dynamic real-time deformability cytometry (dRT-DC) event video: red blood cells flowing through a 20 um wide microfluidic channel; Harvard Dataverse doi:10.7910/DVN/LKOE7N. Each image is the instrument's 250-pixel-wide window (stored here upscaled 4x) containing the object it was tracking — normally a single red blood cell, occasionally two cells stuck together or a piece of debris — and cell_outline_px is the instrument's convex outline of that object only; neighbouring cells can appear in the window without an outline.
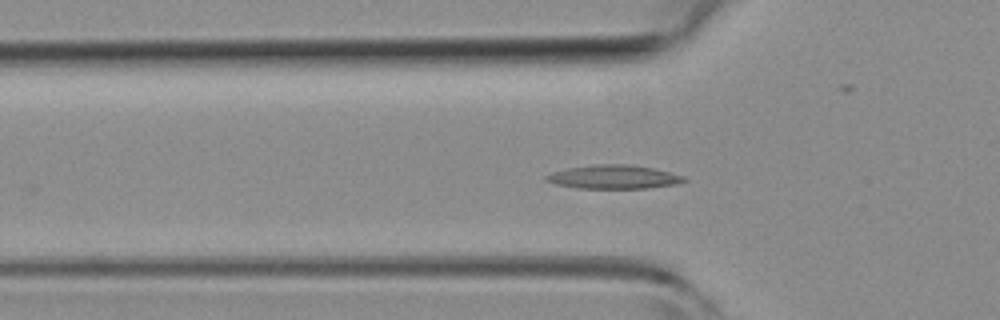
{"species": "common noctule bat (a hibernating species)", "species_latin": "Nyctalus noctula", "temperature_condition": "room temperature", "stored_images_in_passage": 27, "camera_frame_rate_fps": 3000, "um_per_image_px": 0.085, "animal": {"sex": "female", "body_mass_g": 19.3, "forearm_length_mm": 54.1}, "frame": {"image": 1, "passage_image": 5, "time_ms": 1.333, "image_size_px": [1000, 320], "cell_outline_px": [[688, 180], [676, 184], [648, 188], [576, 188], [556, 184], [544, 180], [544, 176], [552, 172], [568, 168], [592, 164], [632, 164], [652, 168], [684, 176]], "centroid_in_image_um": [52.14, 15.03], "position_along_channel_um": 73.7, "area_um2": 19.07}}
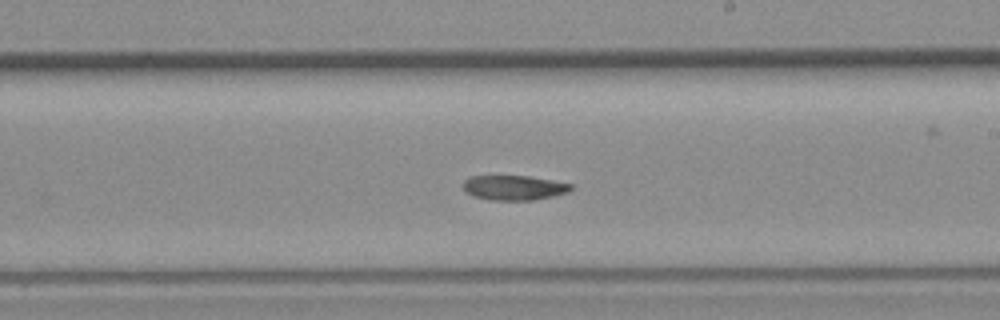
{"frame": {"image": 2, "passage_image": 17, "time_ms": 5.333, "image_size_px": [1000, 320], "cell_outline_px": [[572, 188], [568, 192], [552, 196], [532, 200], [492, 200], [472, 196], [464, 192], [464, 180], [468, 176], [528, 176], [552, 180], [572, 184]], "centroid_in_image_um": [43.65, 15.95], "position_along_channel_um": 245.3, "area_um2": 15.55}}
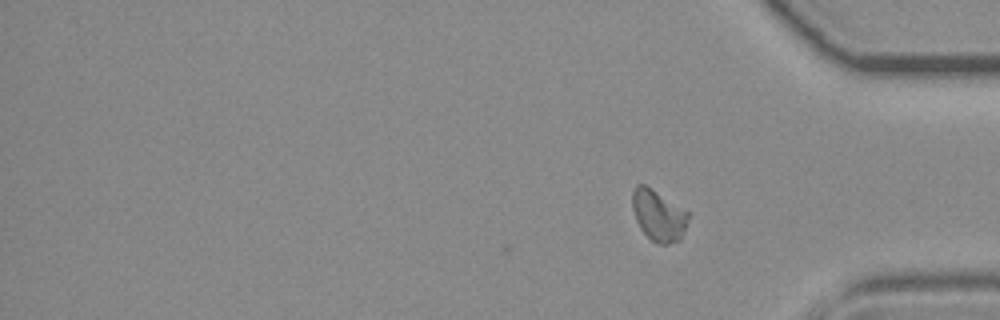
{"frame": {"image": 3, "passage_image": 27, "time_ms": 8.667, "image_size_px": [1000, 320], "cell_outline_px": [[688, 220], [680, 240], [668, 244], [656, 244], [640, 228], [636, 220], [632, 208], [632, 192], [636, 184], [644, 184], [688, 212]], "centroid_in_image_um": [55.94, 18.32], "position_along_channel_um": 379.3, "area_um2": 16.36}, "authors_computed_cell_mechanics": {"area_um2": 16.2996, "velocity_mm_per_s": 4.2967, "shape_relaxation_time_tau1_ms": 9.9258, "shape_relaxation_time_tau2_ms": null, "deformation_change_tau1": 0.2449, "deformation_change_tau2": null}}